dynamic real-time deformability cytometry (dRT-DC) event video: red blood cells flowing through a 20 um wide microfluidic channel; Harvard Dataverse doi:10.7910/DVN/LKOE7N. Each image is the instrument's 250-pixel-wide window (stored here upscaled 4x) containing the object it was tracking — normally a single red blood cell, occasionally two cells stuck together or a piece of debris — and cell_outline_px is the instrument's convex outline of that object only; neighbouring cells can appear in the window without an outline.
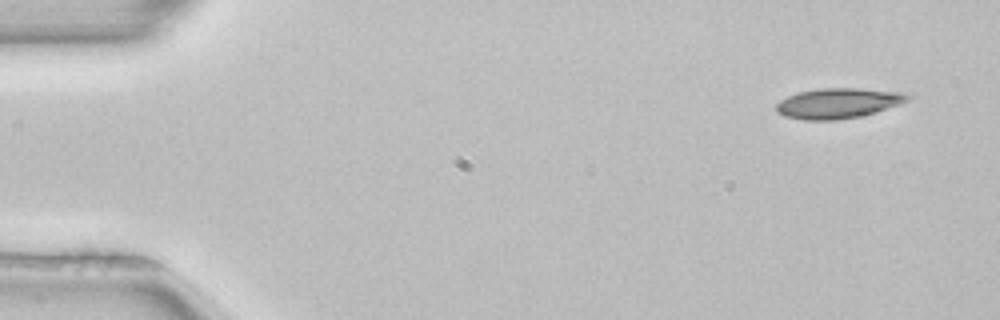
{"species": "common noctule bat (a hibernating species)", "species_latin": "Nyctalus noctula", "temperature_condition": "room temperature", "stored_images_in_passage": 4, "camera_frame_rate_fps": 3000, "um_per_image_px": 0.085, "animal": {"sex": "female", "body_mass_g": 22.7, "forearm_length_mm": 54.2}, "frame": {"image": 1, "passage_image": 1, "time_ms": 0.0, "image_size_px": [1000, 320], "cell_outline_px": [[912, 96], [908, 100], [900, 104], [876, 112], [860, 116], [836, 120], [804, 120], [784, 116], [776, 112], [776, 104], [780, 100], [788, 96], [800, 92], [820, 88], [860, 88], [904, 92]], "centroid_in_image_um": [71.25, 8.77], "position_along_channel_um": 13.7, "area_um2": 23.24}}
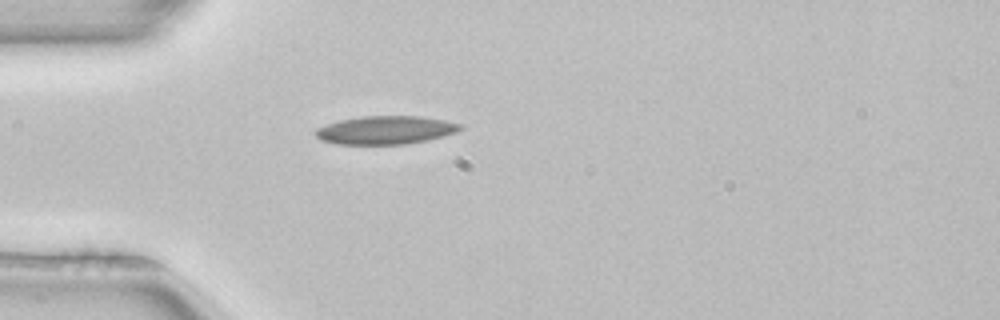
{"frame": {"image": 2, "passage_image": 4, "time_ms": 1.0, "image_size_px": [1000, 320], "cell_outline_px": [[464, 128], [456, 132], [444, 136], [428, 140], [404, 144], [336, 144], [320, 140], [316, 136], [316, 128], [340, 120], [360, 116], [420, 116], [444, 120], [464, 124]], "centroid_in_image_um": [32.81, 11.05], "position_along_channel_um": 52.2, "area_um2": 23.93}}